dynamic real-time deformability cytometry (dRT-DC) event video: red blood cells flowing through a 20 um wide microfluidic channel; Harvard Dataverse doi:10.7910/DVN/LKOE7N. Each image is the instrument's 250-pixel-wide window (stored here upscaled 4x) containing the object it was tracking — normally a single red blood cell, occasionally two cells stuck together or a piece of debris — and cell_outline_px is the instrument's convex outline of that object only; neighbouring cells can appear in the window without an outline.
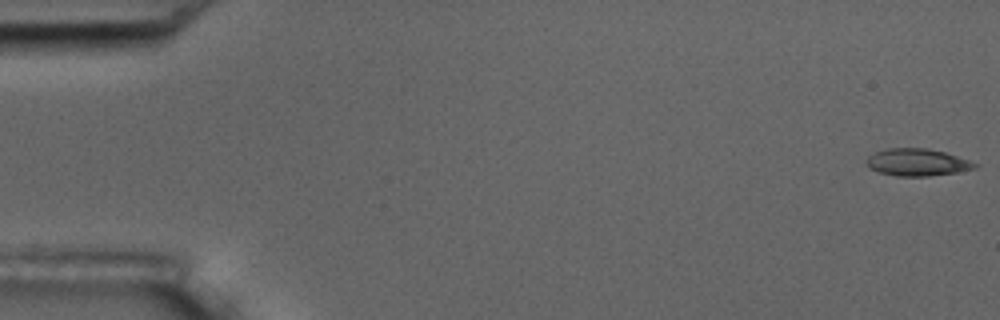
{"species": "common noctule bat (a hibernating species)", "species_latin": "Nyctalus noctula", "temperature_condition": "room temperature", "stored_images_in_passage": 5, "segment_of_instrument_passage": [1, 2], "camera_frame_rate_fps": 3000, "um_per_image_px": 0.085, "animal": {"sex": "male", "body_mass_g": 17.5, "forearm_length_mm": 52.3}, "frame": {"image": 1, "passage_image": 1, "time_ms": 0.0, "image_size_px": [1000, 320], "cell_outline_px": [[980, 164], [976, 168], [956, 172], [928, 176], [896, 176], [880, 172], [868, 168], [864, 160], [868, 156], [876, 152], [888, 148], [928, 148], [944, 152]], "centroid_in_image_um": [77.93, 13.79], "position_along_channel_um": 7.1, "area_um2": 17.17}}
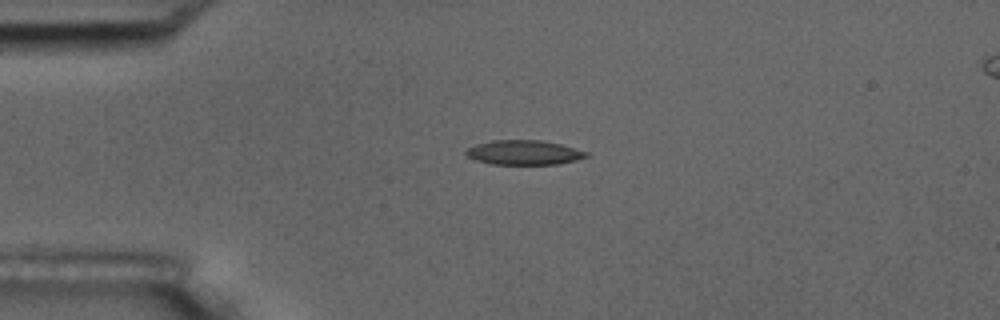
{"frame": {"image": 2, "passage_image": 4, "time_ms": 4.333, "image_size_px": [1000, 320], "cell_outline_px": [[588, 156], [576, 160], [556, 164], [492, 164], [476, 160], [468, 156], [464, 152], [468, 148], [476, 144], [492, 140], [540, 140], [560, 144], [588, 152]], "centroid_in_image_um": [44.52, 12.96], "position_along_channel_um": 40.5, "area_um2": 17.05}}